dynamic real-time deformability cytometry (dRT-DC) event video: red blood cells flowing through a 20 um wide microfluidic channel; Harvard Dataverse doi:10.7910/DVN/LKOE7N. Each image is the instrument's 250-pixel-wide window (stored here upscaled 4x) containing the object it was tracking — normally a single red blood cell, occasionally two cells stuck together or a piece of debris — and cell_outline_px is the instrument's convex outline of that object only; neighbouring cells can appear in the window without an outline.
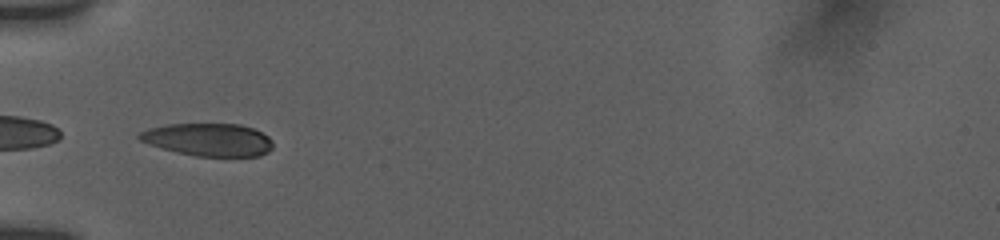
{"species": "human", "species_latin": "Homo sapiens", "temperature_condition": "room temperature", "stored_images_in_passage": 15, "camera_frame_rate_fps": 3000, "um_per_image_px": 0.085, "donor": {"sex": "female"}, "frame": {"image": 1, "passage_image": 1, "time_ms": 0.0, "image_size_px": [1000, 240], "cell_outline_px": [[272, 148], [268, 152], [260, 156], [196, 156], [176, 152], [160, 148], [148, 144], [140, 140], [136, 136], [140, 132], [148, 128], [168, 124], [240, 124], [252, 128], [268, 136], [272, 140]], "centroid_in_image_um": [17.7, 11.87], "position_along_channel_um": 67.3, "area_um2": 25.55}}
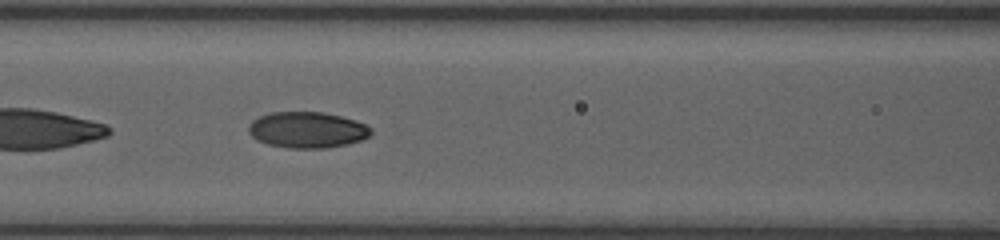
{"frame": {"image": 2, "passage_image": 7, "time_ms": 2.0, "image_size_px": [1000, 240], "cell_outline_px": [[372, 132], [368, 136], [360, 140], [344, 144], [324, 148], [288, 148], [268, 144], [256, 140], [248, 132], [248, 124], [252, 120], [260, 116], [272, 112], [324, 112], [356, 120], [368, 124], [372, 128]], "centroid_in_image_um": [26.1, 11.03], "position_along_channel_um": 140.5, "area_um2": 25.78}}
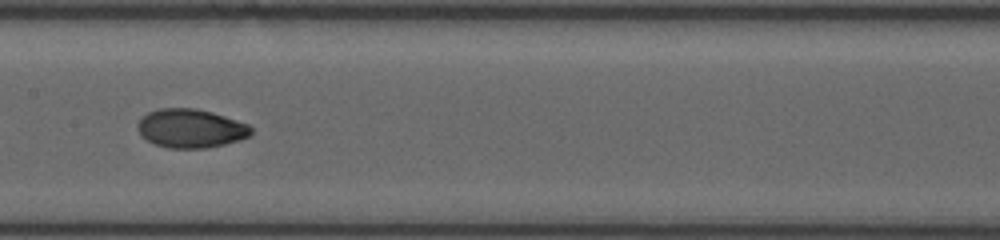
{"frame": {"image": 3, "passage_image": 11, "time_ms": 3.333, "image_size_px": [1000, 240], "cell_outline_px": [[252, 136], [240, 140], [224, 144], [204, 148], [168, 148], [152, 144], [140, 136], [136, 128], [136, 124], [140, 116], [148, 112], [160, 108], [196, 108], [212, 112], [248, 124], [252, 128]], "centroid_in_image_um": [16.16, 10.91], "position_along_channel_um": 191.2, "area_um2": 26.07}}